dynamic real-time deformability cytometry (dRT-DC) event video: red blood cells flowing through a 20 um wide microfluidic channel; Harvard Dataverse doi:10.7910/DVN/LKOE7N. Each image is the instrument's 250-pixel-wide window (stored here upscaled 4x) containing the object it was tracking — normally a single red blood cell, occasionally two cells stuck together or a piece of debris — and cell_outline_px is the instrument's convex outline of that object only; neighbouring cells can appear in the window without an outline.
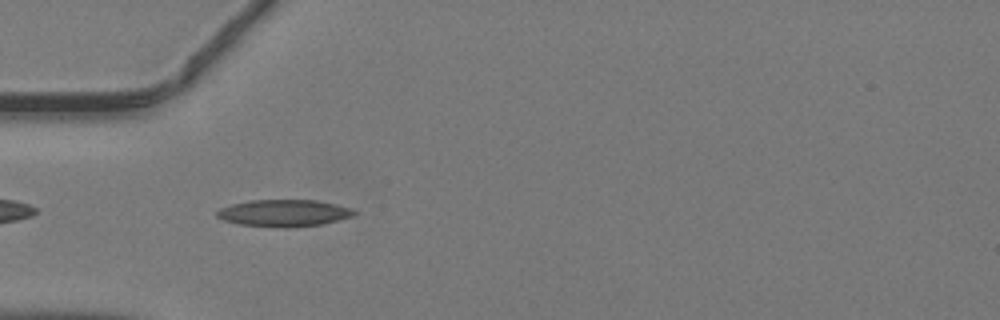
{"species": "common noctule bat (a hibernating species)", "species_latin": "Nyctalus noctula", "temperature_condition": "warm", "stored_images_in_passage": 34, "camera_frame_rate_fps": 3000, "um_per_image_px": 0.085, "animal": {"sex": "male", "body_mass_g": 19.2, "forearm_length_mm": 51.8}, "frame": {"image": 1, "passage_image": 2, "time_ms": 0.333, "image_size_px": [1000, 320], "cell_outline_px": [[356, 212], [352, 216], [320, 224], [288, 228], [276, 228], [240, 224], [224, 220], [216, 216], [216, 212], [220, 208], [232, 204], [248, 200], [316, 200], [352, 208]], "centroid_in_image_um": [24.09, 18.11], "position_along_channel_um": 60.9, "area_um2": 21.44}}
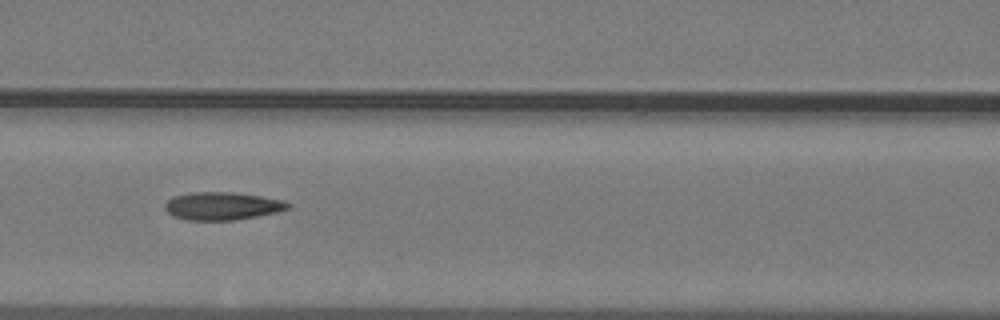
{"frame": {"image": 2, "passage_image": 8, "time_ms": 2.333, "image_size_px": [1000, 320], "cell_outline_px": [[292, 208], [280, 212], [232, 220], [188, 220], [172, 216], [164, 208], [164, 204], [172, 196], [192, 192], [232, 192], [260, 196], [284, 200], [292, 204]], "centroid_in_image_um": [18.92, 17.51], "position_along_channel_um": 147.7, "area_um2": 20.17}}
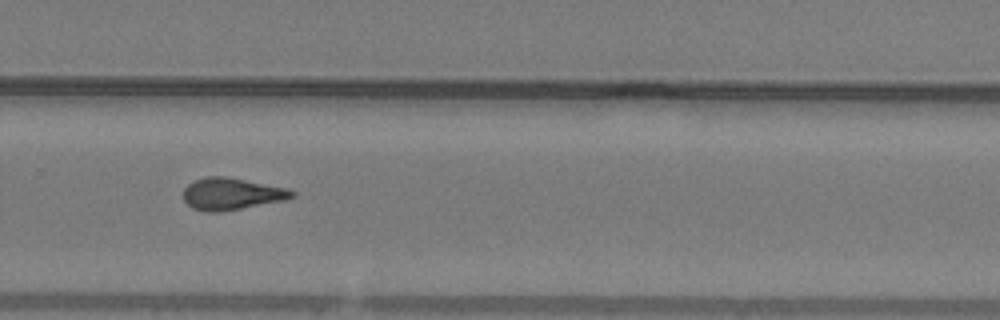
{"frame": {"image": 3, "passage_image": 19, "time_ms": 6.0, "image_size_px": [1000, 320], "cell_outline_px": [[296, 196], [284, 200], [220, 212], [204, 212], [192, 208], [184, 200], [184, 188], [188, 184], [196, 180], [208, 176], [224, 176], [288, 188], [296, 192]], "centroid_in_image_um": [19.69, 16.48], "position_along_channel_um": 310.1, "area_um2": 20.11}}